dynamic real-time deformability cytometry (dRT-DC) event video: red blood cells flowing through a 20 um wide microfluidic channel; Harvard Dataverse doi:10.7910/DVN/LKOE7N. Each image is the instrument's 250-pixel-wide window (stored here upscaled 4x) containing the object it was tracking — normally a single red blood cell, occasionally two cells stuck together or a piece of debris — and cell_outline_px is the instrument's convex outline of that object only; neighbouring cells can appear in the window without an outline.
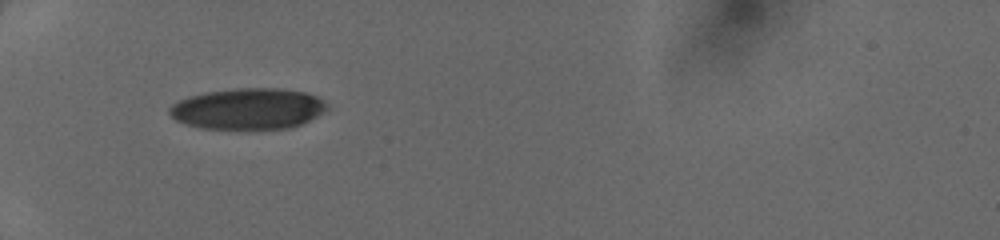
{"species": "human", "species_latin": "Homo sapiens", "temperature_condition": "cold", "stored_images_in_passage": 32, "camera_frame_rate_fps": 3000, "um_per_image_px": 0.085, "donor": {"sex": "female"}, "frame": {"image": 1, "passage_image": 1, "time_ms": 0.0, "image_size_px": [1000, 240], "cell_outline_px": [[328, 108], [316, 116], [300, 124], [288, 128], [200, 128], [184, 124], [176, 120], [168, 112], [168, 108], [172, 104], [188, 96], [204, 92], [236, 88], [280, 88], [304, 92], [316, 96], [324, 100], [328, 104]], "centroid_in_image_um": [21.05, 9.23], "position_along_channel_um": 63.9, "area_um2": 37.57}}
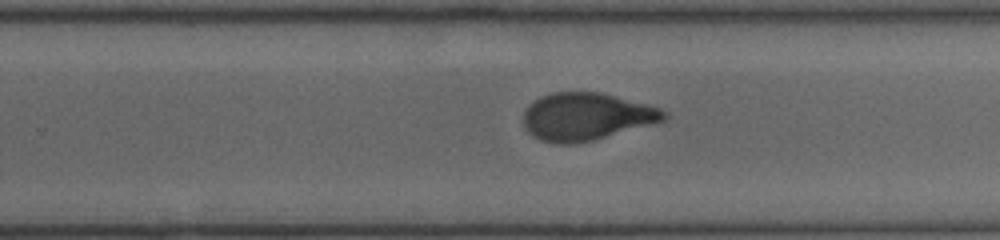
{"frame": {"image": 2, "passage_image": 17, "time_ms": 5.333, "image_size_px": [1000, 240], "cell_outline_px": [[668, 116], [664, 120], [592, 140], [572, 144], [556, 144], [540, 140], [532, 136], [524, 128], [524, 112], [540, 96], [552, 92], [600, 92], [660, 108], [668, 112]], "centroid_in_image_um": [49.8, 9.91], "position_along_channel_um": 280.0, "area_um2": 38.44}}
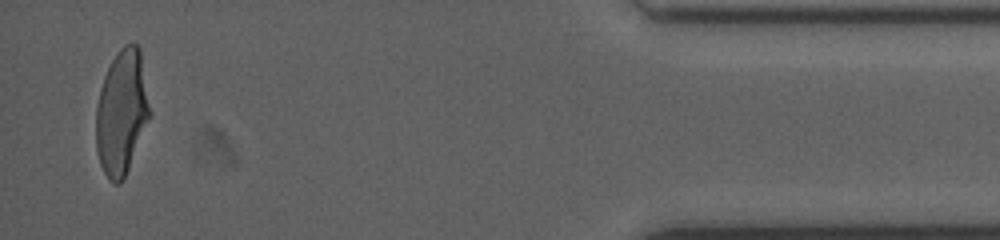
{"frame": {"image": 3, "passage_image": 31, "time_ms": 10.0, "image_size_px": [1000, 240], "cell_outline_px": [[152, 112], [124, 180], [120, 184], [112, 184], [104, 172], [100, 164], [96, 148], [96, 104], [100, 88], [104, 76], [112, 60], [120, 48], [124, 44], [136, 44], [140, 48]], "centroid_in_image_um": [10.36, 9.56], "position_along_channel_um": 424.8, "area_um2": 39.48}}